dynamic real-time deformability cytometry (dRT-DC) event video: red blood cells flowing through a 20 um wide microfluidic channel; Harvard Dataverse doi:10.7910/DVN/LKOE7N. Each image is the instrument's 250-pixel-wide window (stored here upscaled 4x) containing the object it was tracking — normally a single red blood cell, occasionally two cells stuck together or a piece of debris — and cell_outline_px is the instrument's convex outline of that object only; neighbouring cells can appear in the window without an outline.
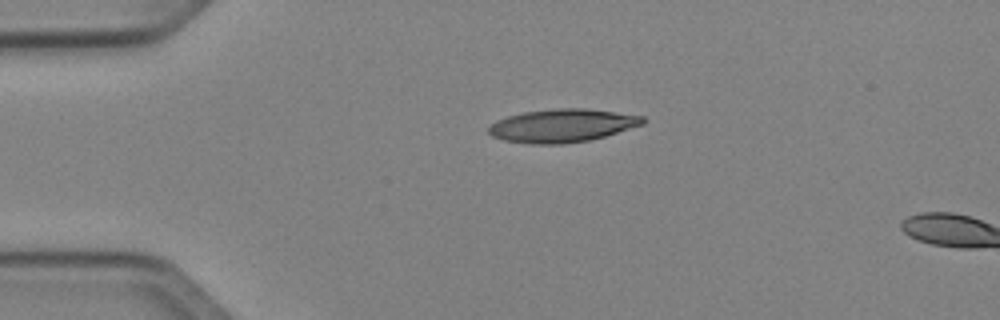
{"species": "Egyptian fruit bat (a non-hibernating species)", "species_latin": "Rousettus aegyptiacus", "temperature_condition": "cold", "stored_images_in_passage": 3, "camera_frame_rate_fps": 3000, "um_per_image_px": 0.085, "animal": {"sex": "female"}, "frame": {"image": 1, "passage_image": 1, "time_ms": 0.0, "image_size_px": [1000, 320], "cell_outline_px": [[648, 120], [644, 124], [604, 136], [588, 140], [564, 144], [532, 144], [504, 140], [492, 136], [488, 132], [488, 128], [496, 120], [508, 116], [524, 112], [556, 108], [584, 108], [644, 116]], "centroid_in_image_um": [47.79, 10.67], "position_along_channel_um": 37.2, "area_um2": 29.71}}